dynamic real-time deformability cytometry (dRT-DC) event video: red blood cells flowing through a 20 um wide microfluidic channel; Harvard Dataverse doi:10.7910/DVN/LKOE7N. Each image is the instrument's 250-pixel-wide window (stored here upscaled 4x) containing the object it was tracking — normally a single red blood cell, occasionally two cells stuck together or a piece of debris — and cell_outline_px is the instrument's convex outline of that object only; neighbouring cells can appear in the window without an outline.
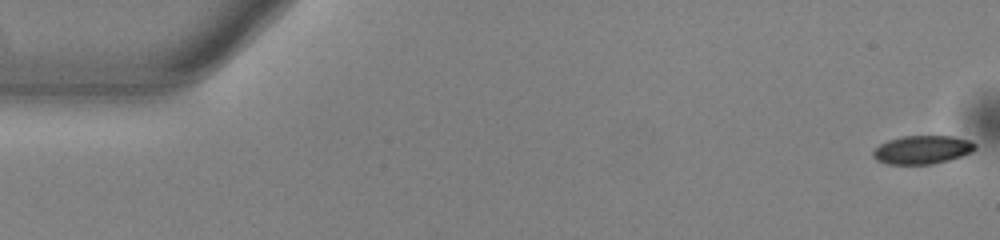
{"species": "common noctule bat (a hibernating species)", "species_latin": "Nyctalus noctula", "temperature_condition": "warm", "stored_images_in_passage": 53, "camera_frame_rate_fps": 3000, "um_per_image_px": 0.085, "animal": {"sex": "male", "body_mass_g": 13.0, "forearm_length_mm": 53.1}, "frame": {"image": 1, "passage_image": 1, "time_ms": 0.0, "image_size_px": [1000, 240], "cell_outline_px": [[976, 148], [972, 152], [948, 160], [932, 164], [888, 164], [876, 160], [872, 156], [872, 152], [880, 144], [888, 140], [900, 136], [952, 136], [968, 140], [976, 144]], "centroid_in_image_um": [78.37, 12.72], "position_along_channel_um": 6.6, "area_um2": 16.88}}
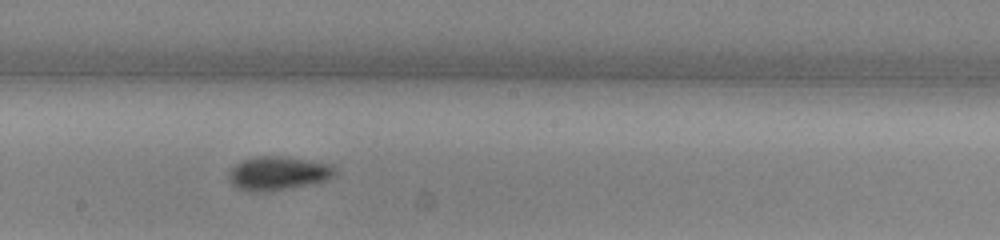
{"frame": {"image": 2, "passage_image": 29, "time_ms": 9.333, "image_size_px": [1000, 240], "cell_outline_px": [[336, 172], [332, 176], [324, 180], [312, 184], [256, 192], [252, 192], [236, 188], [228, 180], [228, 172], [236, 164], [244, 160], [256, 156], [284, 156], [328, 164], [336, 168]], "centroid_in_image_um": [23.58, 14.72], "position_along_channel_um": 224.6, "area_um2": 20.52}}
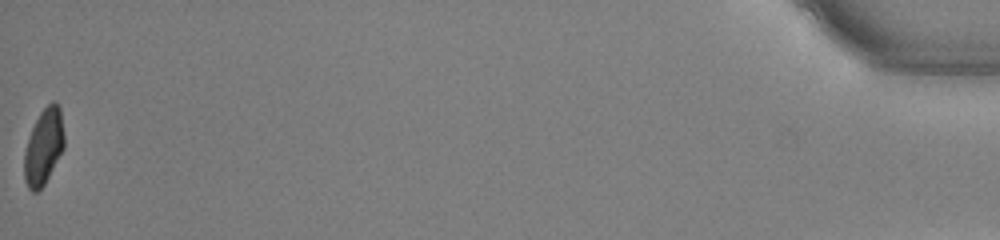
{"frame": {"image": 3, "passage_image": 53, "time_ms": 17.333, "image_size_px": [1000, 240], "cell_outline_px": [[64, 148], [44, 184], [36, 192], [32, 192], [28, 188], [24, 180], [24, 152], [32, 128], [40, 112], [52, 100], [56, 100], [60, 108], [64, 132]], "centroid_in_image_um": [3.72, 12.45], "position_along_channel_um": 431.5, "area_um2": 17.63}, "authors_computed_cell_mechanics": {"area_um2": 18.8428, "velocity_mm_per_s": 3.9075, "shape_relaxation_time_tau1_ms": 2.6982, "shape_relaxation_time_tau2_ms": 11.2607, "deformation_change_tau1": 0.1016, "deformation_change_tau2": 0.1279}}